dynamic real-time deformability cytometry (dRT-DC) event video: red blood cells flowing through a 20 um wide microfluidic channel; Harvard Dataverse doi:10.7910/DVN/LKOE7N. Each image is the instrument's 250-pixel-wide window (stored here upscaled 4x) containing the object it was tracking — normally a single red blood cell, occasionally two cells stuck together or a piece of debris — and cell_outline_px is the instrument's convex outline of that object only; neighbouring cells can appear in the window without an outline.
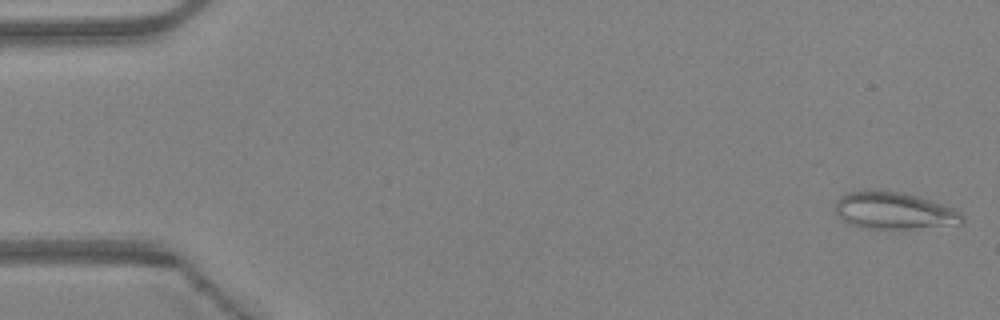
{"species": "Egyptian fruit bat (a non-hibernating species)", "species_latin": "Rousettus aegyptiacus", "temperature_condition": "warm", "stored_images_in_passage": 17, "camera_frame_rate_fps": 3000, "um_per_image_px": 0.085, "animal": {"sex": "female"}, "frame": {"image": 1, "passage_image": 1, "time_ms": 0.0, "image_size_px": [1000, 320], "cell_outline_px": [[964, 220], [960, 224], [912, 228], [860, 228], [848, 224], [836, 212], [836, 200], [844, 192], [868, 188], [880, 188], [904, 192], [952, 208], [960, 212], [964, 216]], "centroid_in_image_um": [75.91, 17.86], "position_along_channel_um": 9.1, "area_um2": 27.74}}